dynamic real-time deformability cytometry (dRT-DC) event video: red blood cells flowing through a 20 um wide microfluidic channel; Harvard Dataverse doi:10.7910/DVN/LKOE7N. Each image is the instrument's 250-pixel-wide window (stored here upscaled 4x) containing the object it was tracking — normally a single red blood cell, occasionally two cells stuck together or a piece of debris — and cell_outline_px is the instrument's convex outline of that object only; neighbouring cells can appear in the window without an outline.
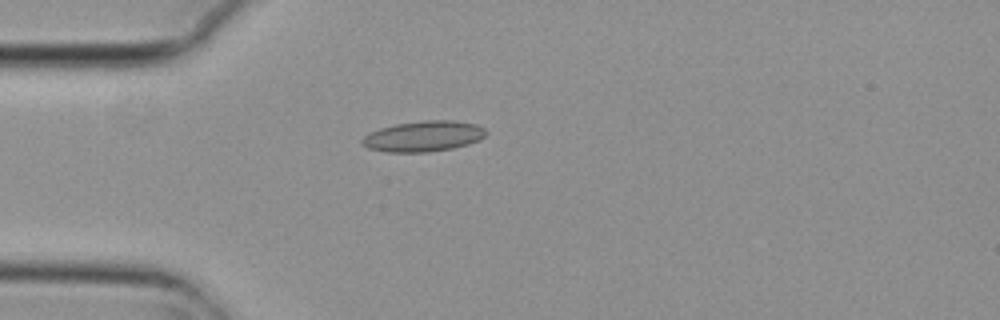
{"species": "common noctule bat (a hibernating species)", "species_latin": "Nyctalus noctula", "temperature_condition": "cold", "stored_images_in_passage": 4, "camera_frame_rate_fps": 3000, "um_per_image_px": 0.085, "animal": {"sex": "female", "body_mass_g": 29.2, "forearm_length_mm": 56.3}, "frame": {"image": 1, "passage_image": 4, "time_ms": 1.0, "image_size_px": [1000, 320], "cell_outline_px": [[488, 132], [480, 140], [468, 144], [452, 148], [428, 152], [388, 152], [368, 148], [360, 144], [360, 140], [368, 132], [380, 128], [396, 124], [424, 120], [452, 120], [476, 124], [484, 128]], "centroid_in_image_um": [35.98, 11.58], "position_along_channel_um": 49.0, "area_um2": 22.25}}